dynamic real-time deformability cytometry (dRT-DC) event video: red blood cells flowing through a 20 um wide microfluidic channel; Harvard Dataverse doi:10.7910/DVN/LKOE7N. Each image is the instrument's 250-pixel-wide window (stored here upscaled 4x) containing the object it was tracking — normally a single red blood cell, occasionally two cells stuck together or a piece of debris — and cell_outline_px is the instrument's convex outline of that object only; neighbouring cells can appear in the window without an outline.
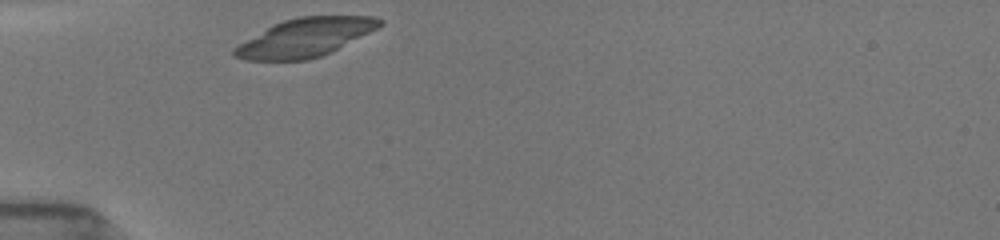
{"species": "common noctule bat (a hibernating species)", "species_latin": "Nyctalus noctula", "temperature_condition": "room temperature", "stored_images_in_passage": 29, "camera_frame_rate_fps": 3000, "um_per_image_px": 0.085, "animal": {"sex": "female", "body_mass_g": 19.5, "forearm_length_mm": 54.1}, "frame": {"image": 1, "passage_image": 1, "time_ms": 0.0, "image_size_px": [1000, 240], "cell_outline_px": [[384, 24], [332, 52], [308, 60], [244, 60], [232, 56], [232, 48], [272, 24], [284, 20], [300, 16], [376, 16], [384, 20]], "centroid_in_image_um": [25.92, 3.19], "position_along_channel_um": 59.1, "area_um2": 32.54}}